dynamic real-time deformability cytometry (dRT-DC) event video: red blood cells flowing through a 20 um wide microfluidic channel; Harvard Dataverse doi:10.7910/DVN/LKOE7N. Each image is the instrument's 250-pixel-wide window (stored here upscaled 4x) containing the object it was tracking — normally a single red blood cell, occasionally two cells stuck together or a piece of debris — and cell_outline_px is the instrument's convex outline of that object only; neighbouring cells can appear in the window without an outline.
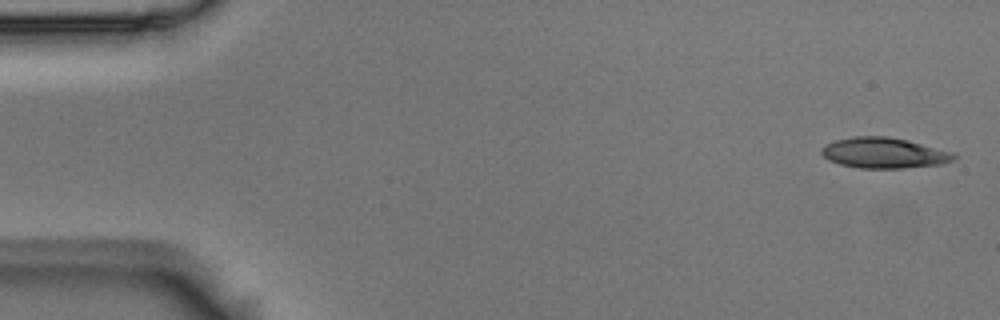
{"species": "Egyptian fruit bat (a non-hibernating species)", "species_latin": "Rousettus aegyptiacus", "temperature_condition": "room temperature", "stored_images_in_passage": 5, "camera_frame_rate_fps": 3000, "um_per_image_px": 0.085, "animal": {"sex": "male"}, "frame": {"image": 1, "passage_image": 1, "time_ms": 0.0, "image_size_px": [1000, 320], "cell_outline_px": [[956, 156], [952, 160], [940, 164], [900, 168], [860, 168], [840, 164], [828, 160], [820, 152], [820, 148], [824, 144], [836, 140], [856, 136], [888, 136], [908, 140], [956, 152]], "centroid_in_image_um": [75.13, 12.99], "position_along_channel_um": 9.9, "area_um2": 23.7}}